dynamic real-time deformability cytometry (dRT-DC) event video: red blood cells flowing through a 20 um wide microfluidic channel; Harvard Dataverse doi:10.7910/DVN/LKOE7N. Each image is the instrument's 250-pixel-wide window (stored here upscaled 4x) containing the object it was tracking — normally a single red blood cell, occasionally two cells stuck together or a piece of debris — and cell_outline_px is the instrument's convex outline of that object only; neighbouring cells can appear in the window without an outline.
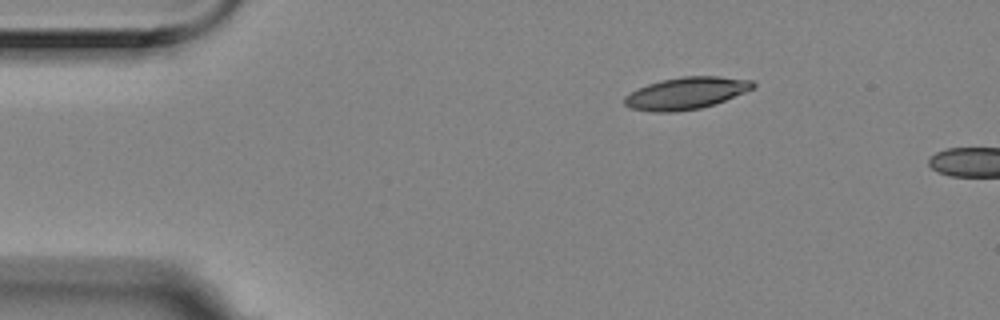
{"species": "Egyptian fruit bat (a non-hibernating species)", "species_latin": "Rousettus aegyptiacus", "temperature_condition": "room temperature", "stored_images_in_passage": 3, "camera_frame_rate_fps": 3000, "um_per_image_px": 0.085, "animal": {"sex": "female"}, "frame": {"image": 1, "passage_image": 1, "time_ms": 0.0, "image_size_px": [1000, 320], "cell_outline_px": [[756, 88], [724, 100], [700, 108], [672, 112], [652, 112], [628, 108], [624, 104], [624, 96], [648, 84], [660, 80], [680, 76], [720, 76], [752, 80], [756, 84]], "centroid_in_image_um": [58.32, 7.91], "position_along_channel_um": 26.7, "area_um2": 23.99}}